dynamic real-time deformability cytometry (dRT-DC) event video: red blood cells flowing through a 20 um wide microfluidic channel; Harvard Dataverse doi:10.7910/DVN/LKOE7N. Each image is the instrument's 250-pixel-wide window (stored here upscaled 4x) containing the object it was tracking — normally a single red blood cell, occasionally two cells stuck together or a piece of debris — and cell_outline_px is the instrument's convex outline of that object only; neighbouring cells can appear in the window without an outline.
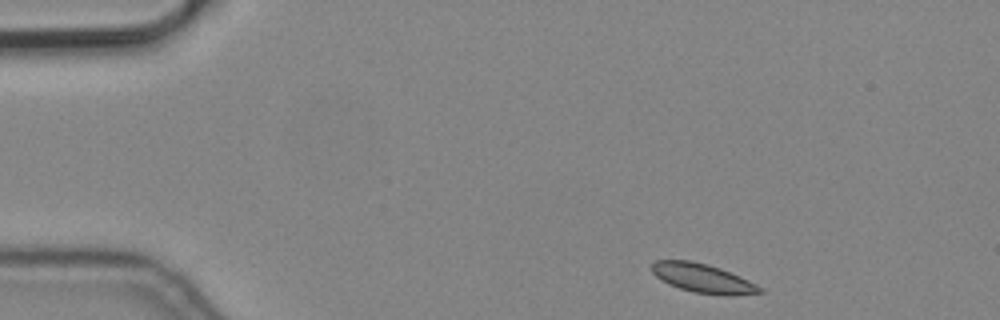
{"species": "common noctule bat (a hibernating species)", "species_latin": "Nyctalus noctula", "temperature_condition": "cold", "stored_images_in_passage": 7, "camera_frame_rate_fps": 3000, "um_per_image_px": 0.085, "animal": {"sex": "male", "body_mass_g": 19.2, "forearm_length_mm": 51.8}, "frame": {"image": 1, "passage_image": 1, "time_ms": 0.0, "image_size_px": [1000, 320], "cell_outline_px": [[764, 292], [736, 296], [724, 296], [692, 292], [668, 284], [660, 280], [652, 272], [652, 260], [692, 260], [708, 264], [720, 268], [740, 276], [764, 288]], "centroid_in_image_um": [59.76, 23.66], "position_along_channel_um": 25.2, "area_um2": 18.61}}
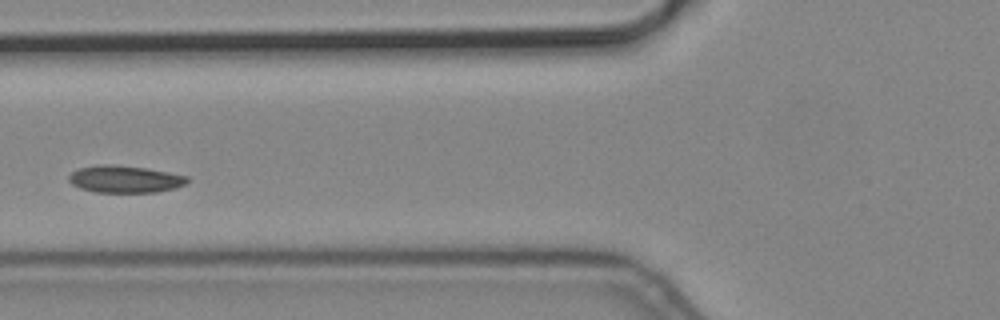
{"frame": {"image": 2, "passage_image": 5, "time_ms": 1.333, "image_size_px": [1000, 320], "cell_outline_px": [[188, 180], [184, 184], [176, 188], [156, 192], [96, 192], [80, 188], [72, 184], [68, 180], [68, 176], [72, 172], [80, 168], [100, 164], [116, 164], [144, 168], [168, 172], [188, 176]], "centroid_in_image_um": [10.6, 15.22], "position_along_channel_um": 115.2, "area_um2": 18.67}}
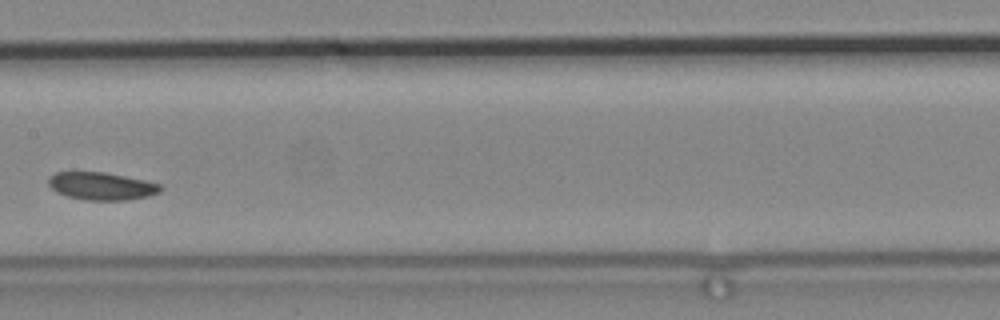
{"frame": {"image": 3, "passage_image": 7, "time_ms": 2.0, "image_size_px": [1000, 320], "cell_outline_px": [[164, 188], [160, 192], [148, 196], [124, 200], [88, 200], [68, 196], [56, 192], [48, 184], [48, 176], [56, 172], [104, 172], [144, 180], [160, 184]], "centroid_in_image_um": [8.62, 15.81], "position_along_channel_um": 198.8, "area_um2": 17.98}}